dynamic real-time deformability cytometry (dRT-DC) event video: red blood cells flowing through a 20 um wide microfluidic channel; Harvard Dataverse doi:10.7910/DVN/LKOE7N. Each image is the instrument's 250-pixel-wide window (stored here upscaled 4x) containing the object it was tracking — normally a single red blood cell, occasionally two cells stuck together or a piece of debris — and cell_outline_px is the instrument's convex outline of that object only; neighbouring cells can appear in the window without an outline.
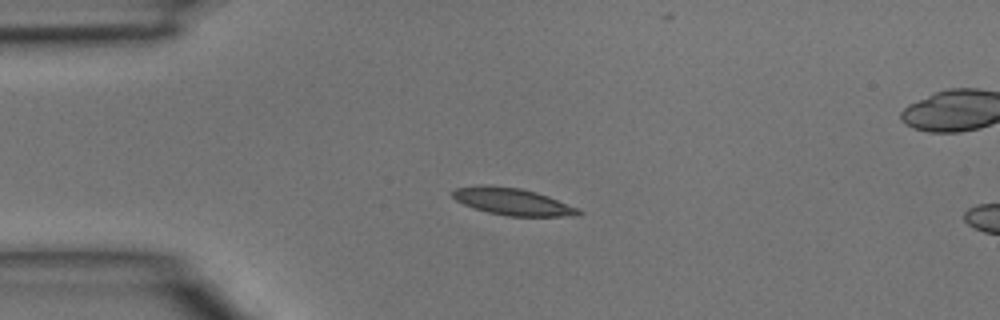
{"species": "common noctule bat (a hibernating species)", "species_latin": "Nyctalus noctula", "temperature_condition": "room temperature", "stored_images_in_passage": 44, "camera_frame_rate_fps": 3000, "um_per_image_px": 0.085, "animal": {"sex": "male", "body_mass_g": 15.6}, "frame": {"image": 1, "passage_image": 9, "time_ms": 2.667, "image_size_px": [1000, 320], "cell_outline_px": [[584, 212], [576, 216], [508, 216], [488, 212], [464, 204], [456, 200], [452, 196], [452, 192], [456, 188], [480, 184], [484, 184], [520, 188], [536, 192], [548, 196], [580, 208]], "centroid_in_image_um": [43.6, 17.13], "position_along_channel_um": 41.4, "area_um2": 19.88}}
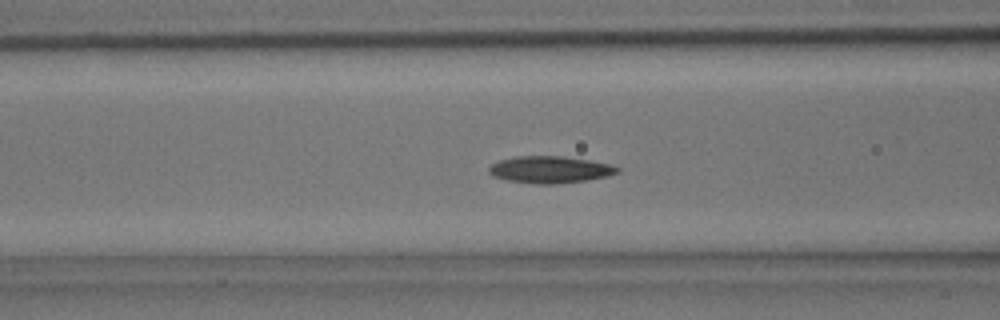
{"frame": {"image": 2, "passage_image": 16, "time_ms": 5.0, "image_size_px": [1000, 320], "cell_outline_px": [[620, 172], [608, 176], [588, 180], [556, 184], [536, 184], [508, 180], [492, 176], [488, 172], [488, 168], [492, 164], [500, 160], [516, 156], [564, 156], [612, 164], [620, 168]], "centroid_in_image_um": [46.78, 14.42], "position_along_channel_um": 119.8, "area_um2": 20.29}}
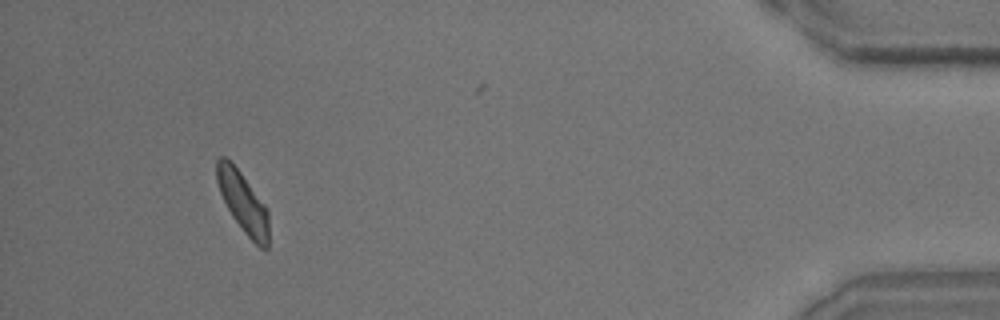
{"frame": {"image": 3, "passage_image": 41, "time_ms": 13.333, "image_size_px": [1000, 320], "cell_outline_px": [[268, 248], [264, 252], [244, 232], [232, 216], [220, 192], [216, 180], [216, 160], [220, 156], [224, 156], [240, 172], [268, 208]], "centroid_in_image_um": [20.67, 17.22], "position_along_channel_um": 414.5, "area_um2": 18.21}}